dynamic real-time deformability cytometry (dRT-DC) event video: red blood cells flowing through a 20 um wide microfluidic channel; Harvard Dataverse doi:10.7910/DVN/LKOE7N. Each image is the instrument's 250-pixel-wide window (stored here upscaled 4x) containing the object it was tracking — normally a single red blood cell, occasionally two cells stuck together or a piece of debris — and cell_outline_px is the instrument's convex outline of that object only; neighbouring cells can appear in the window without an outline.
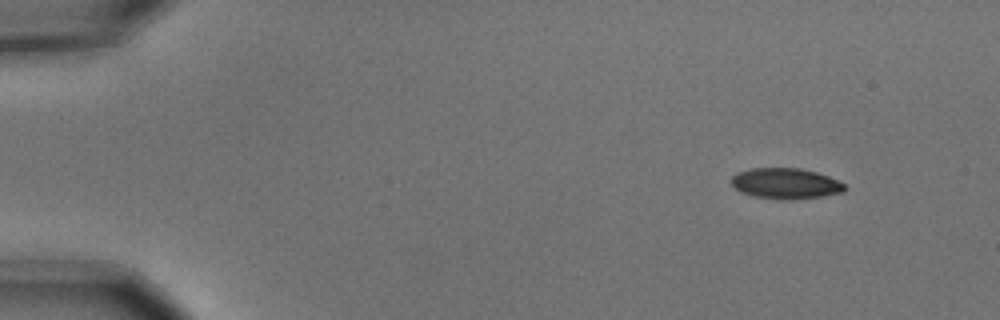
{"species": "common noctule bat (a hibernating species)", "species_latin": "Nyctalus noctula", "temperature_condition": "cold", "stored_images_in_passage": 4, "camera_frame_rate_fps": 3000, "um_per_image_px": 0.085, "animal": {"sex": "male", "body_mass_g": 15.6}, "frame": {"image": 1, "passage_image": 1, "time_ms": 0.0, "image_size_px": [1000, 320], "cell_outline_px": [[848, 188], [844, 192], [820, 196], [792, 200], [752, 196], [740, 192], [732, 184], [732, 176], [736, 172], [752, 168], [800, 168], [816, 172], [828, 176], [844, 184]], "centroid_in_image_um": [66.77, 15.59], "position_along_channel_um": 18.2, "area_um2": 20.23}}
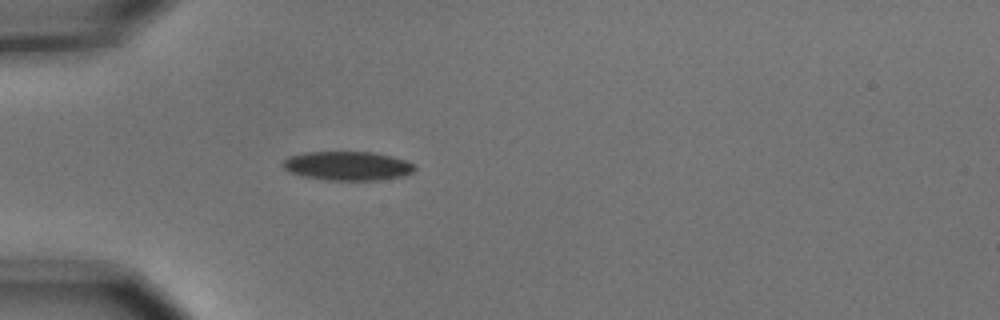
{"frame": {"image": 2, "passage_image": 4, "time_ms": 1.0, "image_size_px": [1000, 320], "cell_outline_px": [[416, 168], [412, 172], [404, 176], [380, 180], [324, 180], [304, 176], [288, 172], [280, 164], [288, 156], [304, 152], [372, 152], [392, 156], [404, 160], [412, 164]], "centroid_in_image_um": [29.5, 14.1], "position_along_channel_um": 55.5, "area_um2": 22.37}}